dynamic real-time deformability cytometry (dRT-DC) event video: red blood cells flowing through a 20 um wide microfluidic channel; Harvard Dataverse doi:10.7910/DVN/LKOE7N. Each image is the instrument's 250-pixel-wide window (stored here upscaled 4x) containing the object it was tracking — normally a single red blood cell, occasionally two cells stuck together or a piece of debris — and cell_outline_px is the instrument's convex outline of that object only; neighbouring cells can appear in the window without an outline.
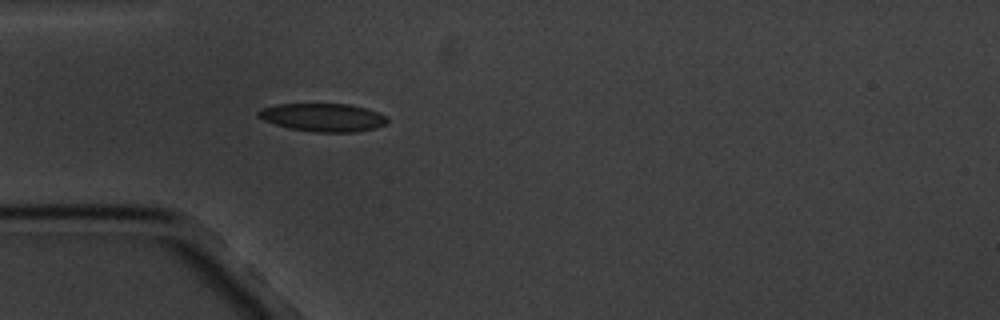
{"species": "common noctule bat (a hibernating species)", "species_latin": "Nyctalus noctula", "temperature_condition": "cold", "stored_images_in_passage": 2, "camera_frame_rate_fps": 3000, "um_per_image_px": 0.085, "animal": {"sex": "male", "body_mass_g": 20.1, "forearm_length_mm": 53.5}, "frame": {"image": 1, "passage_image": 2, "time_ms": 1.333, "image_size_px": [1000, 320], "cell_outline_px": [[388, 120], [384, 124], [372, 128], [356, 132], [316, 132], [292, 128], [276, 124], [264, 120], [256, 116], [256, 112], [260, 108], [276, 104], [352, 104], [376, 112], [384, 116]], "centroid_in_image_um": [27.39, 9.97], "position_along_channel_um": 57.6, "area_um2": 20.87}}